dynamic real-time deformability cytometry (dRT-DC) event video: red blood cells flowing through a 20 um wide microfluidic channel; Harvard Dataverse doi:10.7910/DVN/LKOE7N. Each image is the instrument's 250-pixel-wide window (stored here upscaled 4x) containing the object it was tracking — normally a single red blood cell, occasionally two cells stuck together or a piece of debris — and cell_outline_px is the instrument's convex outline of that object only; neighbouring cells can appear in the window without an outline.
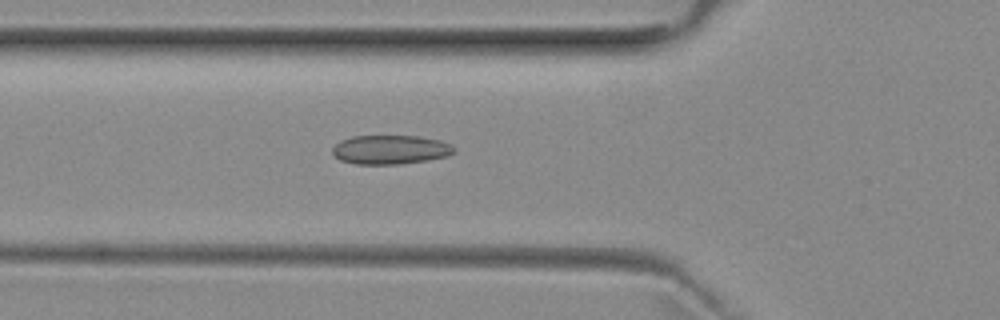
{"species": "common noctule bat (a hibernating species)", "species_latin": "Nyctalus noctula", "temperature_condition": "room temperature", "stored_images_in_passage": 52, "camera_frame_rate_fps": 3000, "um_per_image_px": 0.085, "animal": {"sex": "female", "body_mass_g": 29.2, "forearm_length_mm": 56.3}, "frame": {"image": 1, "passage_image": 18, "time_ms": 5.667, "image_size_px": [1000, 320], "cell_outline_px": [[456, 152], [448, 156], [428, 160], [400, 164], [356, 164], [340, 160], [332, 152], [332, 148], [340, 140], [352, 136], [420, 136], [440, 140], [452, 144], [456, 148]], "centroid_in_image_um": [33.23, 12.72], "position_along_channel_um": 92.6, "area_um2": 20.81}}
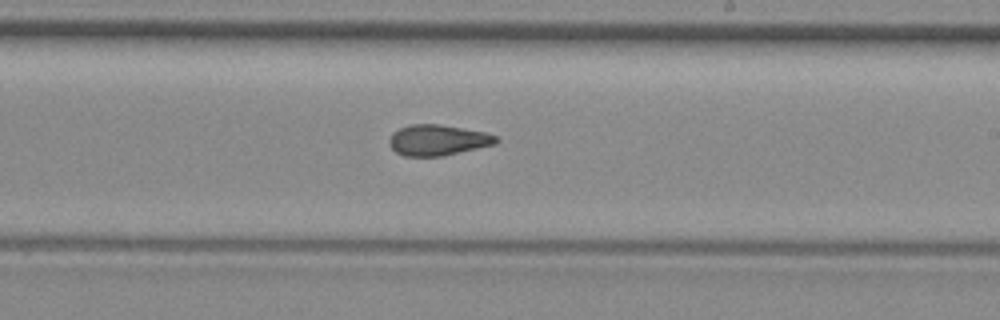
{"frame": {"image": 2, "passage_image": 30, "time_ms": 9.667, "image_size_px": [1000, 320], "cell_outline_px": [[500, 140], [496, 144], [444, 156], [404, 156], [396, 152], [388, 144], [388, 140], [392, 132], [400, 128], [412, 124], [440, 124], [488, 132], [496, 136]], "centroid_in_image_um": [37.23, 11.9], "position_along_channel_um": 251.8, "area_um2": 19.42}}
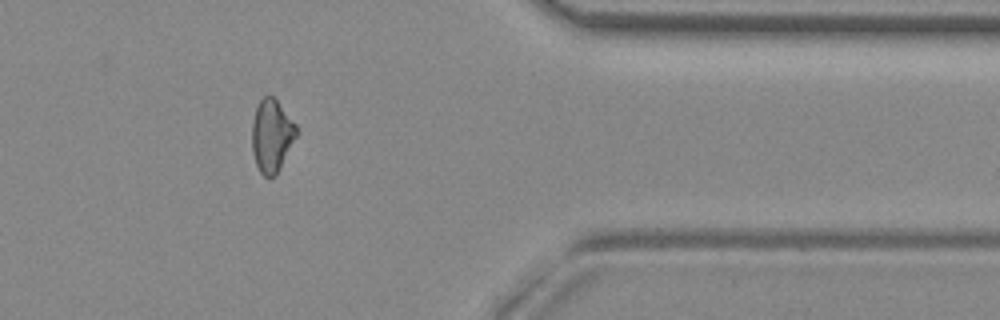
{"frame": {"image": 3, "passage_image": 42, "time_ms": 13.667, "image_size_px": [1000, 320], "cell_outline_px": [[300, 132], [276, 176], [264, 176], [260, 172], [256, 164], [252, 152], [252, 124], [256, 108], [260, 100], [264, 96], [272, 96], [276, 100], [296, 124]], "centroid_in_image_um": [23.12, 11.56], "position_along_channel_um": 388.3, "area_um2": 18.96}, "authors_computed_cell_mechanics": {"area_um2": 19.7098, "velocity_mm_per_s": 3.9743, "shape_relaxation_time_tau1_ms": null, "shape_relaxation_time_tau2_ms": 2.9495, "deformation_change_tau1": null, "deformation_change_tau2": 0.0887}}